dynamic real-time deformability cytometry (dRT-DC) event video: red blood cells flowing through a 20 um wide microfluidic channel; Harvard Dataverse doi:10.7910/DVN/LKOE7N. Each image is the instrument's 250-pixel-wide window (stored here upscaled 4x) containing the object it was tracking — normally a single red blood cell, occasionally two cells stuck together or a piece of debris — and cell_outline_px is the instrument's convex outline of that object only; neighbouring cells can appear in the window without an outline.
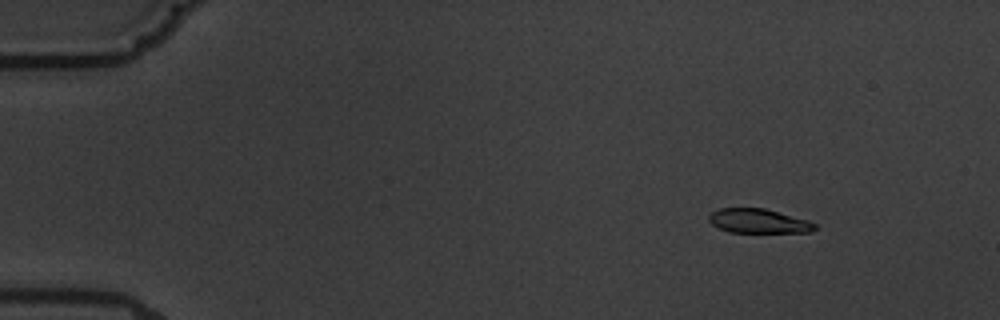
{"species": "common noctule bat (a hibernating species)", "species_latin": "Nyctalus noctula", "temperature_condition": "warm", "stored_images_in_passage": 6, "camera_frame_rate_fps": 3000, "um_per_image_px": 0.085, "animal": {"sex": "male", "body_mass_g": 19.5, "forearm_length_mm": 54.6}, "frame": {"image": 1, "passage_image": 3, "time_ms": 2.333, "image_size_px": [1000, 320], "cell_outline_px": [[816, 228], [812, 232], [728, 232], [712, 224], [708, 220], [708, 216], [712, 212], [720, 208], [764, 208], [808, 220], [816, 224]], "centroid_in_image_um": [64.47, 18.79], "position_along_channel_um": 20.5, "area_um2": 14.91}}
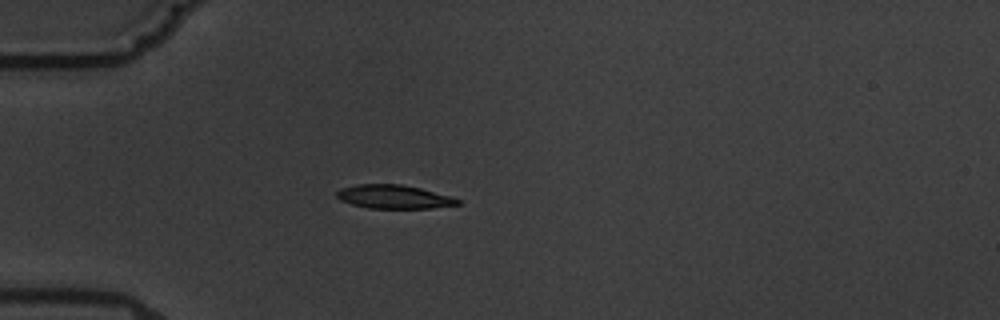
{"frame": {"image": 2, "passage_image": 6, "time_ms": 5.667, "image_size_px": [1000, 320], "cell_outline_px": [[460, 204], [432, 208], [368, 208], [352, 204], [340, 200], [336, 196], [336, 192], [340, 188], [356, 184], [400, 184], [420, 188], [452, 196], [460, 200]], "centroid_in_image_um": [33.47, 16.72], "position_along_channel_um": 51.5, "area_um2": 16.7}}